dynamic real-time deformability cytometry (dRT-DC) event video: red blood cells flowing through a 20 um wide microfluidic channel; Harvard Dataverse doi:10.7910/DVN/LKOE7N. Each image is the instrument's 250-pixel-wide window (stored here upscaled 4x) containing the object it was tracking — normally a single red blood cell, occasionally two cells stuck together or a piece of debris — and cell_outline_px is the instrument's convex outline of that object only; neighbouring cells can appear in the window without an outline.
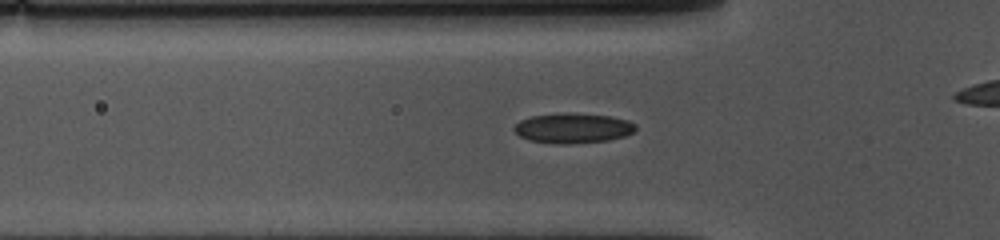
{"species": "common noctule bat (a hibernating species)", "species_latin": "Nyctalus noctula", "temperature_condition": "cold", "stored_images_in_passage": 39, "camera_frame_rate_fps": 3000, "um_per_image_px": 0.085, "animal": {"sex": "female", "body_mass_g": 10.0, "forearm_length_mm": 53.1}, "frame": {"image": 1, "passage_image": 12, "time_ms": 3.667, "image_size_px": [1000, 240], "cell_outline_px": [[636, 128], [632, 132], [624, 136], [608, 140], [572, 144], [556, 144], [528, 140], [520, 136], [512, 128], [520, 120], [532, 116], [564, 112], [572, 112], [608, 116], [628, 120], [636, 124]], "centroid_in_image_um": [48.68, 10.89], "position_along_channel_um": 77.1, "area_um2": 21.39}}
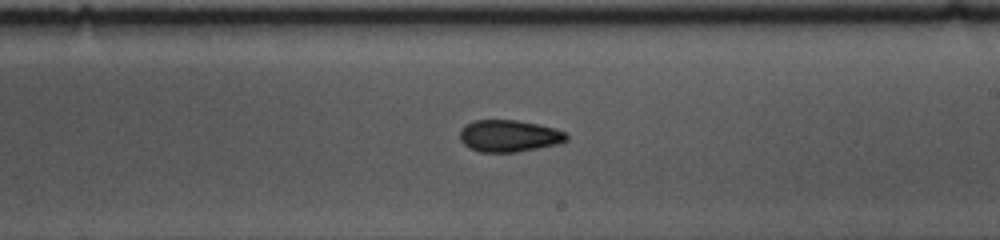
{"frame": {"image": 2, "passage_image": 26, "time_ms": 8.333, "image_size_px": [1000, 240], "cell_outline_px": [[568, 140], [560, 144], [516, 152], [480, 152], [468, 148], [460, 140], [460, 132], [464, 124], [476, 120], [516, 120], [536, 124], [552, 128], [564, 132], [568, 136]], "centroid_in_image_um": [43.25, 11.56], "position_along_channel_um": 245.8, "area_um2": 19.83}}
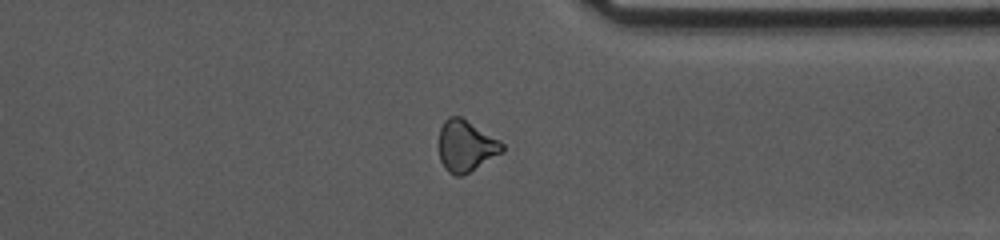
{"frame": {"image": 3, "passage_image": 37, "time_ms": 12.0, "image_size_px": [1000, 240], "cell_outline_px": [[504, 152], [468, 172], [460, 176], [456, 176], [448, 172], [444, 168], [440, 160], [436, 144], [440, 128], [444, 120], [448, 116], [460, 116], [500, 140], [504, 144]], "centroid_in_image_um": [39.55, 12.4], "position_along_channel_um": 371.8, "area_um2": 19.31}}